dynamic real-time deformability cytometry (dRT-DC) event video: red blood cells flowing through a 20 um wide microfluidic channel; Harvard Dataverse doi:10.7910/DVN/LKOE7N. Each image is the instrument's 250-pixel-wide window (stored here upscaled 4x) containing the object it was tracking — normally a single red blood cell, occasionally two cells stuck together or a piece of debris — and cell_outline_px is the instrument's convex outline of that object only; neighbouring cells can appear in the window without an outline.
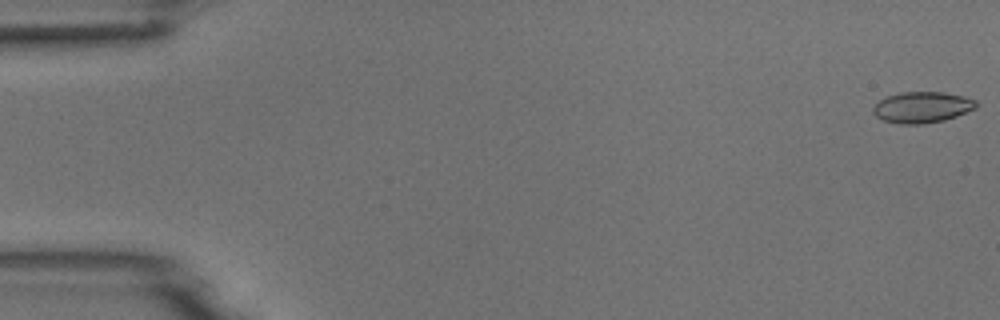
{"species": "common noctule bat (a hibernating species)", "species_latin": "Nyctalus noctula", "temperature_condition": "room temperature", "stored_images_in_passage": 52, "camera_frame_rate_fps": 3000, "um_per_image_px": 0.085, "animal": {"sex": "male", "body_mass_g": 18.8}, "frame": {"image": 1, "passage_image": 1, "time_ms": 0.0, "image_size_px": [1000, 320], "cell_outline_px": [[980, 104], [976, 108], [956, 116], [944, 120], [924, 124], [900, 124], [884, 120], [876, 116], [872, 112], [872, 108], [880, 100], [888, 96], [900, 92], [944, 92], [964, 96], [976, 100]], "centroid_in_image_um": [78.41, 9.11], "position_along_channel_um": 6.6, "area_um2": 18.73}}
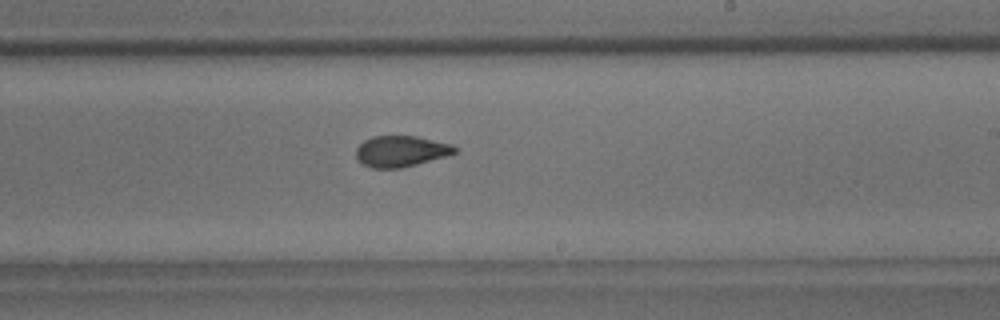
{"frame": {"image": 2, "passage_image": 31, "time_ms": 10.0, "image_size_px": [1000, 320], "cell_outline_px": [[456, 152], [448, 156], [400, 168], [372, 168], [356, 160], [356, 148], [364, 140], [372, 136], [416, 136], [452, 144], [456, 148]], "centroid_in_image_um": [34.06, 12.85], "position_along_channel_um": 254.9, "area_um2": 17.86}}
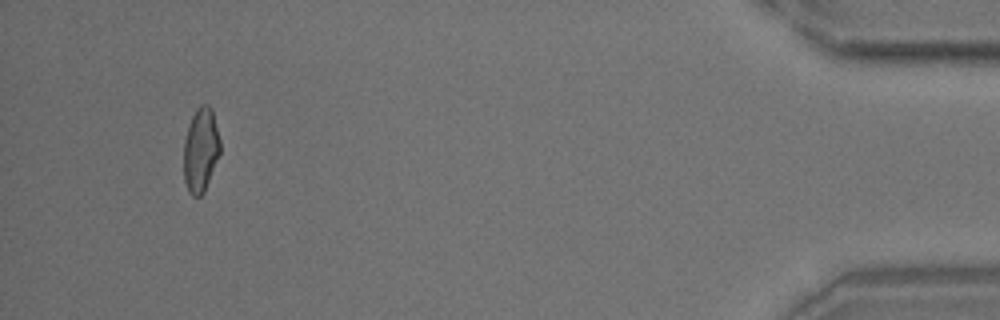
{"frame": {"image": 3, "passage_image": 49, "time_ms": 16.0, "image_size_px": [1000, 320], "cell_outline_px": [[220, 152], [204, 192], [200, 196], [192, 196], [188, 192], [184, 180], [184, 140], [188, 124], [196, 108], [200, 104], [208, 104], [212, 108], [220, 140]], "centroid_in_image_um": [17.05, 12.72], "position_along_channel_um": 418.2, "area_um2": 17.98}}